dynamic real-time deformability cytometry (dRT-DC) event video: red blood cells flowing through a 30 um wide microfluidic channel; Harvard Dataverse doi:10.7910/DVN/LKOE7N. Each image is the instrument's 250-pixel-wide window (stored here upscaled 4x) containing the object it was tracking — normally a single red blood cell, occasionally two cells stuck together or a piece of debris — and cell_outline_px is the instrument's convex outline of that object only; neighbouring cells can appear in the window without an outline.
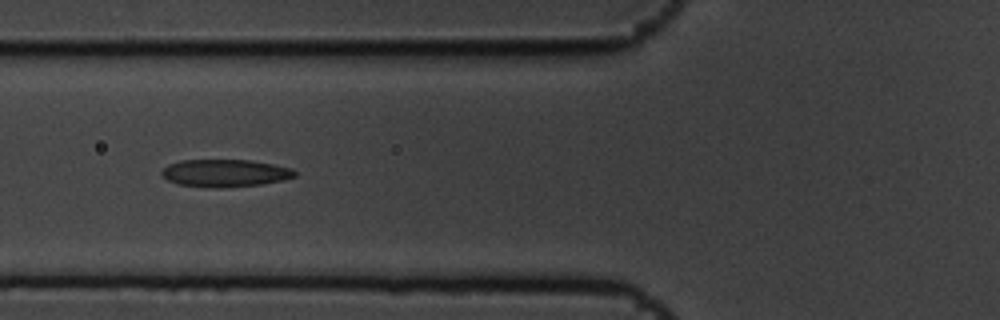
{"species": "common noctule bat (a hibernating species)", "species_latin": "Nyctalus noctula", "temperature_condition": "cold", "stored_images_in_passage": 6, "camera_frame_rate_fps": 3000, "um_per_image_px": 0.085, "animal": {"sex": "male", "body_mass_g": 19.5, "forearm_length_mm": 54.6}, "frame": {"image": 1, "passage_image": 5, "time_ms": 1.333, "image_size_px": [1000, 320], "cell_outline_px": [[296, 176], [284, 180], [260, 184], [220, 188], [212, 188], [176, 184], [168, 180], [160, 172], [168, 164], [180, 160], [252, 160], [292, 168], [296, 172]], "centroid_in_image_um": [19.12, 14.71], "position_along_channel_um": 106.7, "area_um2": 21.39}}
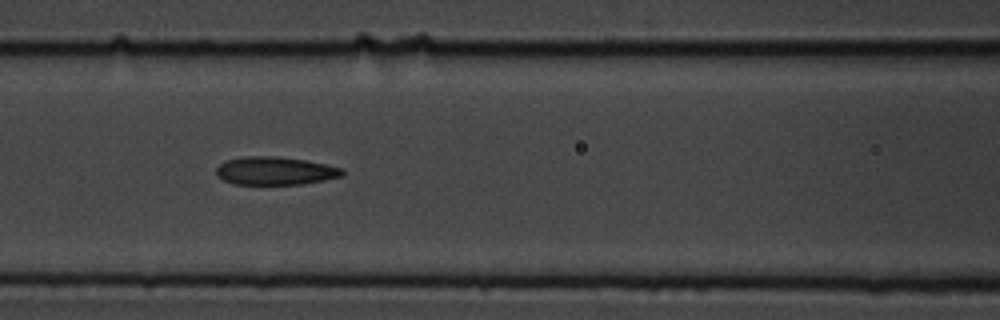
{"frame": {"image": 2, "passage_image": 6, "time_ms": 1.667, "image_size_px": [1000, 320], "cell_outline_px": [[344, 176], [324, 180], [300, 184], [232, 184], [216, 176], [216, 168], [224, 160], [244, 156], [276, 156], [304, 160], [344, 168]], "centroid_in_image_um": [23.36, 14.52], "position_along_channel_um": 143.2, "area_um2": 20.75}}